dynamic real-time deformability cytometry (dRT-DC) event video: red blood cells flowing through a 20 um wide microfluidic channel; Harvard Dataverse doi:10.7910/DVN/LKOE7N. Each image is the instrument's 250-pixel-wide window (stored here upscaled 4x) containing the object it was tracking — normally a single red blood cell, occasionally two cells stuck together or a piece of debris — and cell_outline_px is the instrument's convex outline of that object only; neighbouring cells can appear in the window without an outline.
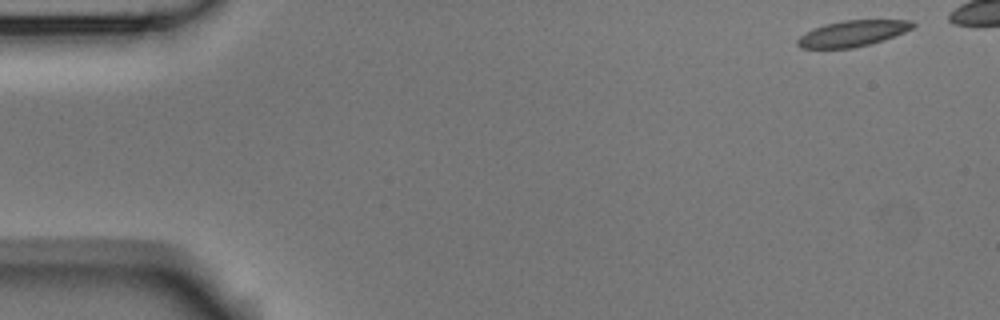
{"species": "Egyptian fruit bat (a non-hibernating species)", "species_latin": "Rousettus aegyptiacus", "temperature_condition": "room temperature", "stored_images_in_passage": 10, "camera_frame_rate_fps": 3000, "um_per_image_px": 0.085, "animal": {"sex": "male"}, "frame": {"image": 1, "passage_image": 1, "time_ms": 0.0, "image_size_px": [1000, 320], "cell_outline_px": [[916, 24], [912, 28], [904, 32], [884, 40], [852, 48], [800, 48], [796, 44], [796, 40], [800, 36], [812, 28], [824, 24], [844, 20], [912, 20]], "centroid_in_image_um": [72.45, 2.84], "position_along_channel_um": 12.6, "area_um2": 17.46}}
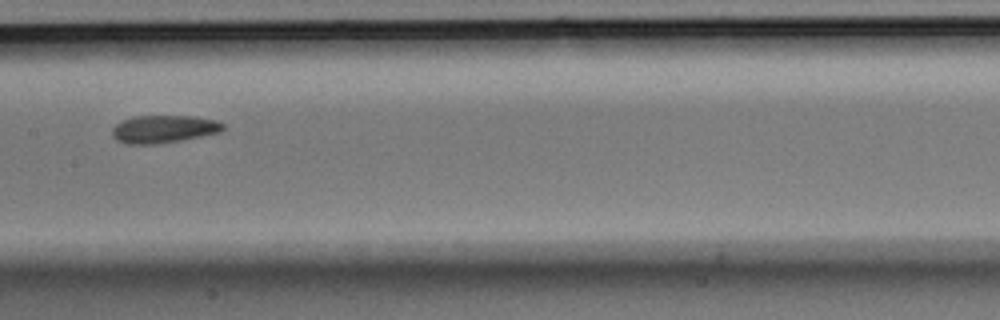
{"frame": {"image": 2, "passage_image": 7, "time_ms": 2.0, "image_size_px": [1000, 320], "cell_outline_px": [[224, 128], [220, 132], [180, 140], [156, 144], [128, 144], [116, 140], [112, 136], [112, 128], [116, 124], [132, 116], [196, 116], [216, 120], [224, 124]], "centroid_in_image_um": [13.9, 10.96], "position_along_channel_um": 193.5, "area_um2": 17.86}}
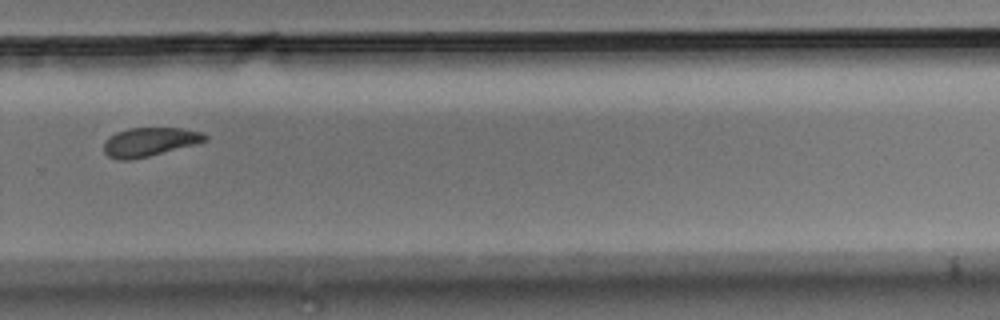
{"frame": {"image": 3, "passage_image": 10, "time_ms": 3.0, "image_size_px": [1000, 320], "cell_outline_px": [[208, 140], [196, 144], [132, 160], [116, 160], [108, 156], [104, 152], [104, 140], [108, 136], [116, 132], [128, 128], [184, 128], [200, 132], [208, 136]], "centroid_in_image_um": [12.68, 12.06], "position_along_channel_um": 317.1, "area_um2": 17.11}}